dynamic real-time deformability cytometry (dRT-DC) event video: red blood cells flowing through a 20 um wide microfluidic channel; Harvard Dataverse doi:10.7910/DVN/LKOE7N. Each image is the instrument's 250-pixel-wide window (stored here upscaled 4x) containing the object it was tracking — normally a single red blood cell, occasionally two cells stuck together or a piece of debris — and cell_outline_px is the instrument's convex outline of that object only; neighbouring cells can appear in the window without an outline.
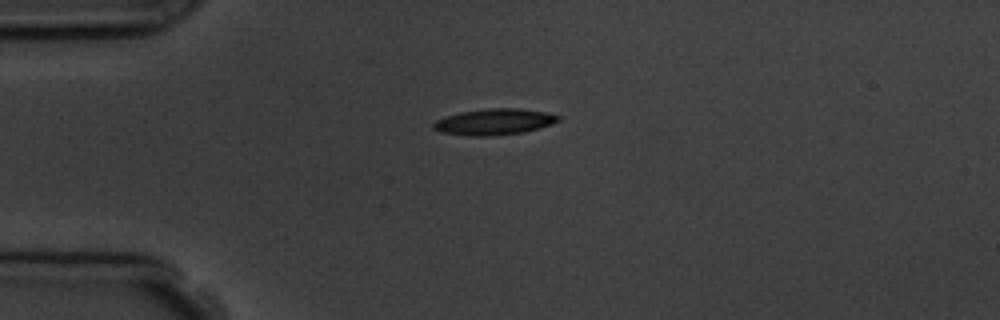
{"species": "common noctule bat (a hibernating species)", "species_latin": "Nyctalus noctula", "temperature_condition": "room temperature", "stored_images_in_passage": 3, "camera_frame_rate_fps": 3000, "um_per_image_px": 0.085, "animal": {"sex": "male", "body_mass_g": 19.5, "forearm_length_mm": 54.6}, "frame": {"image": 1, "passage_image": 1, "time_ms": 0.0, "image_size_px": [1000, 320], "cell_outline_px": [[560, 120], [552, 124], [540, 128], [524, 132], [488, 136], [472, 136], [440, 132], [432, 128], [432, 124], [436, 120], [444, 116], [460, 112], [488, 108], [520, 108], [548, 112], [560, 116]], "centroid_in_image_um": [42.02, 10.34], "position_along_channel_um": 43.0, "area_um2": 19.19}}